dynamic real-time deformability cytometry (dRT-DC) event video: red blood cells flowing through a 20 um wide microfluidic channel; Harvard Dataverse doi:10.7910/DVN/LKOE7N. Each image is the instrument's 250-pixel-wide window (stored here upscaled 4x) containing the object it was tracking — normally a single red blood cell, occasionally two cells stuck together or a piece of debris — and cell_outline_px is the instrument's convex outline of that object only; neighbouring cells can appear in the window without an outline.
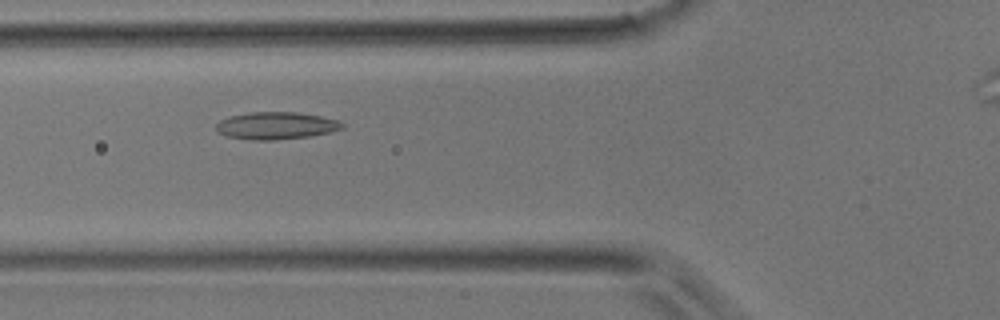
{"species": "common noctule bat (a hibernating species)", "species_latin": "Nyctalus noctula", "temperature_condition": "room temperature", "stored_images_in_passage": 6, "camera_frame_rate_fps": 3000, "um_per_image_px": 0.085, "animal": {"sex": "male", "body_mass_g": 17.9}, "frame": {"image": 1, "passage_image": 5, "time_ms": 1.333, "image_size_px": [1000, 320], "cell_outline_px": [[344, 128], [328, 132], [308, 136], [276, 140], [252, 140], [228, 136], [220, 132], [216, 128], [216, 124], [220, 120], [232, 116], [248, 112], [296, 112], [320, 116], [340, 120], [344, 124]], "centroid_in_image_um": [23.49, 10.67], "position_along_channel_um": 102.3, "area_um2": 19.88}}
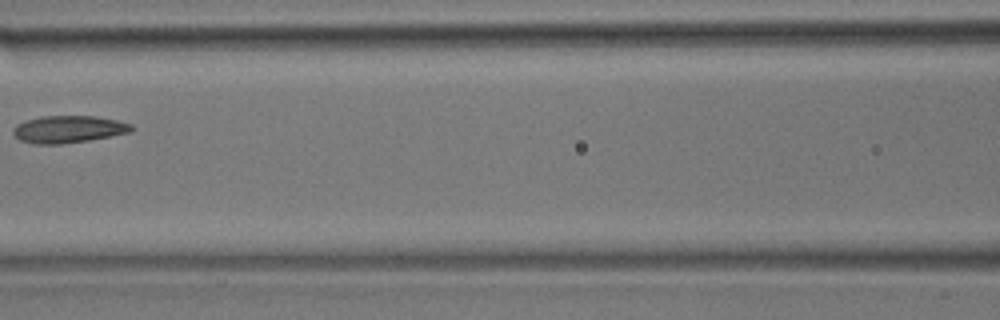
{"frame": {"image": 2, "passage_image": 6, "time_ms": 1.667, "image_size_px": [1000, 320], "cell_outline_px": [[136, 128], [132, 132], [88, 140], [60, 144], [32, 144], [20, 140], [12, 132], [12, 128], [16, 124], [40, 116], [92, 116], [116, 120], [132, 124]], "centroid_in_image_um": [5.82, 10.99], "position_along_channel_um": 160.8, "area_um2": 18.79}}